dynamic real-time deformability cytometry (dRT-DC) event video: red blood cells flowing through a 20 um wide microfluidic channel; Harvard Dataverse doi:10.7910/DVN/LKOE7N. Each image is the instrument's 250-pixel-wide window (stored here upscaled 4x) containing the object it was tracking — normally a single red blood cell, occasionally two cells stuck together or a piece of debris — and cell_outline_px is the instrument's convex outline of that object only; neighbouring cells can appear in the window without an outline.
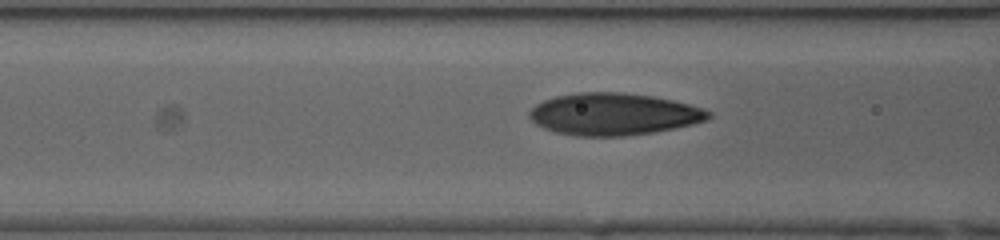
{"species": "human", "species_latin": "Homo sapiens", "temperature_condition": "cold", "stored_images_in_passage": 19, "camera_frame_rate_fps": 3000, "um_per_image_px": 0.085, "donor": {"sex": "female"}, "frame": {"image": 1, "passage_image": 13, "time_ms": 4.0, "image_size_px": [1000, 240], "cell_outline_px": [[712, 116], [708, 120], [676, 128], [652, 132], [624, 136], [576, 136], [556, 132], [544, 128], [536, 124], [528, 116], [528, 112], [536, 104], [544, 100], [556, 96], [580, 92], [620, 92], [652, 96], [672, 100], [704, 108], [712, 112]], "centroid_in_image_um": [52.17, 9.7], "position_along_channel_um": 114.4, "area_um2": 43.93}}
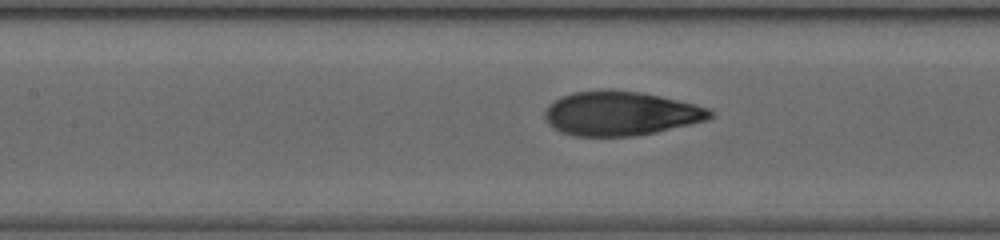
{"frame": {"image": 2, "passage_image": 16, "time_ms": 5.0, "image_size_px": [1000, 240], "cell_outline_px": [[716, 116], [708, 120], [692, 124], [656, 132], [636, 136], [572, 136], [560, 132], [552, 128], [548, 124], [544, 116], [544, 112], [548, 104], [560, 96], [572, 92], [608, 88], [640, 92], [660, 96], [696, 104], [708, 108], [716, 112]], "centroid_in_image_um": [52.75, 9.63], "position_along_channel_um": 154.7, "area_um2": 43.41}}